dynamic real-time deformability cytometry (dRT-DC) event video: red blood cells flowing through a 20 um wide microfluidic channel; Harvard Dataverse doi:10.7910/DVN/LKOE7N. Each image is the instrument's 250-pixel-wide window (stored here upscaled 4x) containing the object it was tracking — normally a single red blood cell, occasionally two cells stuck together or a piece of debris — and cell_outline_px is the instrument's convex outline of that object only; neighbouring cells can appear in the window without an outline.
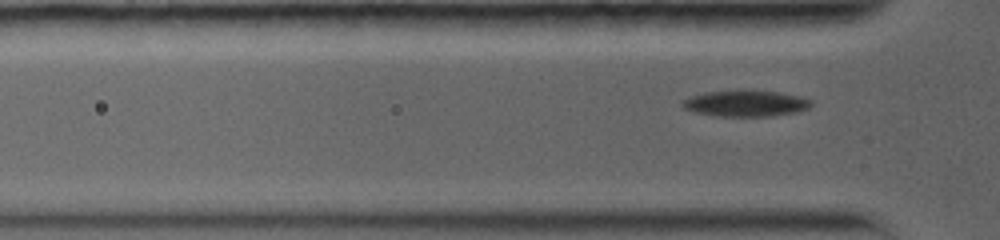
{"species": "common noctule bat (a hibernating species)", "species_latin": "Nyctalus noctula", "temperature_condition": "warm", "stored_images_in_passage": 56, "camera_frame_rate_fps": 5000, "um_per_image_px": 0.085, "animal": {"sex": "female", "body_mass_g": 19.0, "forearm_length_mm": 56.7}, "frame": {"image": 1, "passage_image": 6, "time_ms": 1.0, "image_size_px": [1000, 240], "cell_outline_px": [[812, 104], [808, 108], [796, 112], [772, 116], [716, 116], [692, 112], [684, 108], [680, 104], [680, 100], [704, 92], [780, 92], [812, 100]], "centroid_in_image_um": [63.33, 8.82], "position_along_channel_um": 62.5, "area_um2": 19.13}}
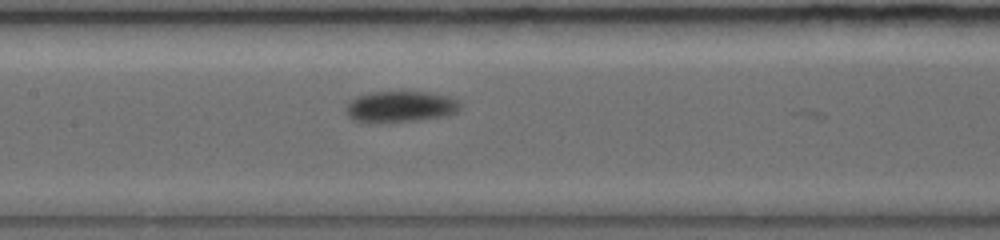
{"frame": {"image": 2, "passage_image": 21, "time_ms": 4.0, "image_size_px": [1000, 240], "cell_outline_px": [[460, 108], [456, 112], [448, 116], [420, 120], [388, 124], [352, 120], [348, 116], [344, 108], [348, 100], [356, 96], [368, 92], [428, 92], [448, 96], [456, 100], [460, 104]], "centroid_in_image_um": [33.98, 9.09], "position_along_channel_um": 173.4, "area_um2": 21.33}}
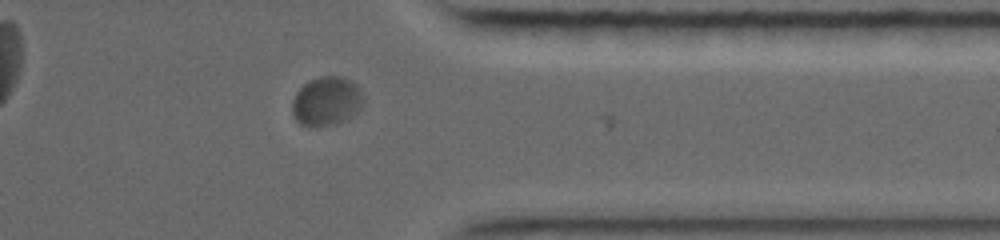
{"frame": {"image": 3, "passage_image": 50, "time_ms": 9.8, "image_size_px": [1000, 240], "cell_outline_px": [[364, 96], [360, 108], [352, 116], [336, 124], [316, 128], [300, 124], [296, 120], [292, 112], [292, 100], [296, 92], [308, 80], [320, 76], [344, 76], [356, 84], [360, 88]], "centroid_in_image_um": [27.75, 8.6], "position_along_channel_um": 383.7, "area_um2": 20.69}}